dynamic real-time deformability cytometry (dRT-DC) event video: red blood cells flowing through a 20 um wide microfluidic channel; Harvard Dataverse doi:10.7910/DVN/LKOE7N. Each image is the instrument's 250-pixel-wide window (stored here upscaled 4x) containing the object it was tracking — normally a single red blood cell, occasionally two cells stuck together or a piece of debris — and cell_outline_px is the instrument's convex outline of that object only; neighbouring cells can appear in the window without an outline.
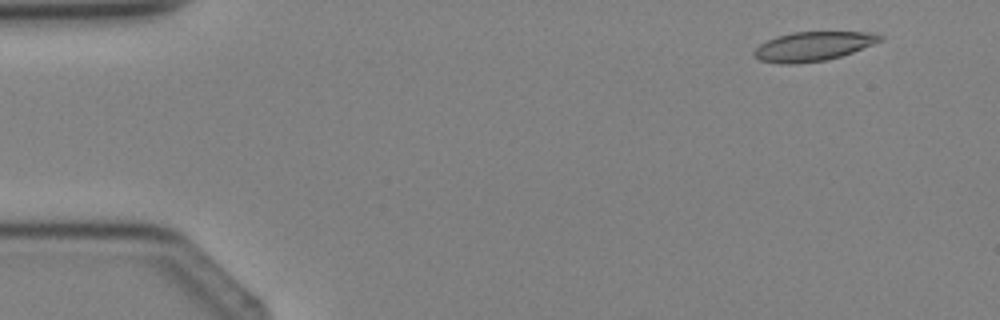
{"species": "Egyptian fruit bat (a non-hibernating species)", "species_latin": "Rousettus aegyptiacus", "temperature_condition": "cold", "stored_images_in_passage": 3, "camera_frame_rate_fps": 3000, "um_per_image_px": 0.085, "animal": {"sex": "female"}, "frame": {"image": 1, "passage_image": 1, "time_ms": 0.0, "image_size_px": [1000, 320], "cell_outline_px": [[884, 40], [852, 52], [840, 56], [824, 60], [796, 64], [780, 64], [760, 60], [752, 56], [752, 52], [760, 44], [776, 36], [792, 32], [876, 32], [884, 36]], "centroid_in_image_um": [69.11, 3.93], "position_along_channel_um": 15.9, "area_um2": 21.56}}